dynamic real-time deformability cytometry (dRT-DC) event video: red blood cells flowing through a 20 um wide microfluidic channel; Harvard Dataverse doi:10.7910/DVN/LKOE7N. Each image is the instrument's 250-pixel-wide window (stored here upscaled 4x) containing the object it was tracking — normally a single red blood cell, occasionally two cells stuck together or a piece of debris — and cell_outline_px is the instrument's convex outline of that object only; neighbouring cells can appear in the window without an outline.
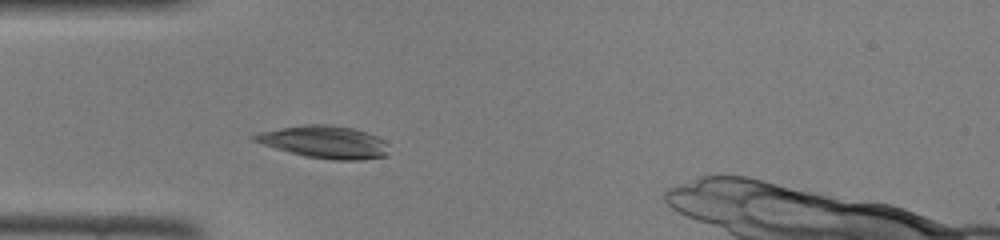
{"species": "common noctule bat (a hibernating species)", "species_latin": "Nyctalus noctula", "temperature_condition": "room temperature", "stored_images_in_passage": 23, "camera_frame_rate_fps": 3000, "um_per_image_px": 0.085, "animal": {"sex": "female", "body_mass_g": 22.0, "forearm_length_mm": 56.7}, "frame": {"image": 1, "passage_image": 5, "time_ms": 1.333, "image_size_px": [1000, 240], "cell_outline_px": [[388, 156], [364, 160], [332, 160], [304, 156], [288, 152], [252, 140], [248, 136], [260, 132], [304, 124], [328, 124], [352, 128], [376, 136], [384, 140], [388, 144]], "centroid_in_image_um": [27.61, 12.08], "position_along_channel_um": 57.4, "area_um2": 25.49}}
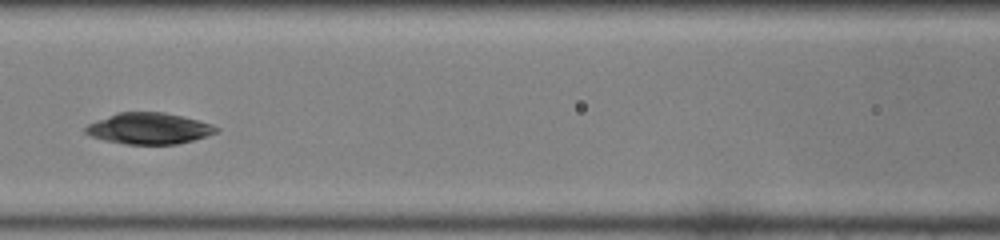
{"frame": {"image": 2, "passage_image": 12, "time_ms": 3.667, "image_size_px": [1000, 240], "cell_outline_px": [[220, 128], [216, 132], [192, 140], [176, 144], [124, 144], [104, 140], [92, 136], [84, 132], [84, 128], [88, 124], [96, 120], [116, 112], [164, 112], [212, 124]], "centroid_in_image_um": [12.61, 10.91], "position_along_channel_um": 154.0, "area_um2": 23.58}}
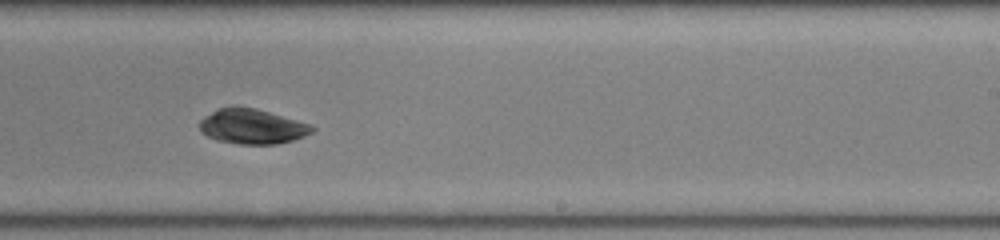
{"frame": {"image": 3, "passage_image": 20, "time_ms": 6.333, "image_size_px": [1000, 240], "cell_outline_px": [[316, 128], [312, 132], [304, 136], [292, 140], [276, 144], [236, 144], [216, 140], [200, 132], [200, 120], [204, 116], [220, 108], [232, 104], [236, 104], [256, 108], [312, 124]], "centroid_in_image_um": [21.42, 10.73], "position_along_channel_um": 267.6, "area_um2": 23.29}}